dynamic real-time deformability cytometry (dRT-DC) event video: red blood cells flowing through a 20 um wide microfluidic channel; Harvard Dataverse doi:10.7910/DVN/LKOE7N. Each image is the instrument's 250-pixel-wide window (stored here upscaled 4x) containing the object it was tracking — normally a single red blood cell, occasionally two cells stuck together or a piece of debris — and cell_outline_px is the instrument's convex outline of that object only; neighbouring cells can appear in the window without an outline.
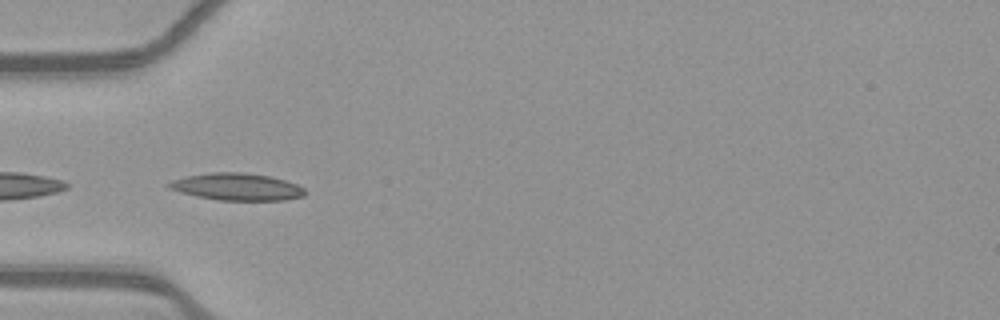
{"species": "common noctule bat (a hibernating species)", "species_latin": "Nyctalus noctula", "temperature_condition": "warm", "stored_images_in_passage": 16, "camera_frame_rate_fps": 3000, "um_per_image_px": 0.085, "animal": {"sex": "female", "body_mass_g": 21.9}, "frame": {"image": 1, "passage_image": 5, "time_ms": 1.333, "image_size_px": [1000, 320], "cell_outline_px": [[308, 192], [304, 196], [284, 200], [220, 200], [196, 196], [168, 188], [164, 184], [172, 180], [188, 176], [212, 172], [244, 172], [268, 176], [284, 180], [296, 184], [304, 188]], "centroid_in_image_um": [20.14, 15.88], "position_along_channel_um": 64.9, "area_um2": 21.44}}